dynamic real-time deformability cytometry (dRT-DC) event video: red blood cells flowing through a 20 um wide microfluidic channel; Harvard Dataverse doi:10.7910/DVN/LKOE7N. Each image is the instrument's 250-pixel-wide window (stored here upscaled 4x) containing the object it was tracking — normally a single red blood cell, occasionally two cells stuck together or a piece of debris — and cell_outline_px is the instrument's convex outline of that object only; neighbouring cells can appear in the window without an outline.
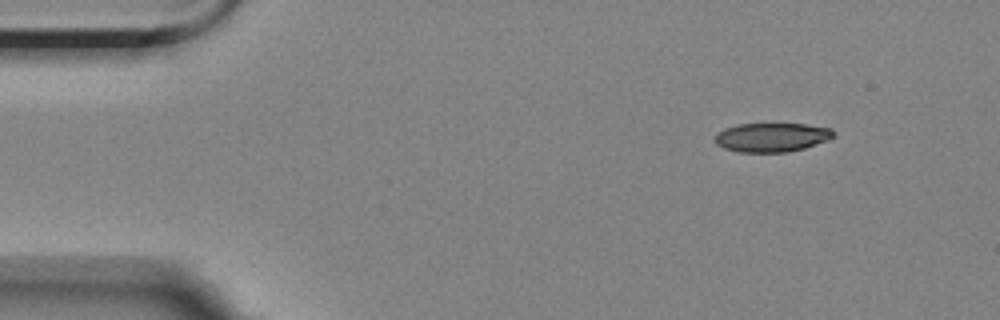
{"species": "Egyptian fruit bat (a non-hibernating species)", "species_latin": "Rousettus aegyptiacus", "temperature_condition": "room temperature", "stored_images_in_passage": 8, "camera_frame_rate_fps": 3000, "um_per_image_px": 0.085, "animal": {"sex": "female"}, "frame": {"image": 1, "passage_image": 1, "time_ms": 0.0, "image_size_px": [1000, 320], "cell_outline_px": [[836, 136], [828, 140], [804, 148], [788, 152], [740, 152], [724, 148], [716, 144], [716, 132], [724, 128], [736, 124], [808, 124], [832, 128], [836, 132]], "centroid_in_image_um": [65.63, 11.66], "position_along_channel_um": 19.4, "area_um2": 20.23}}
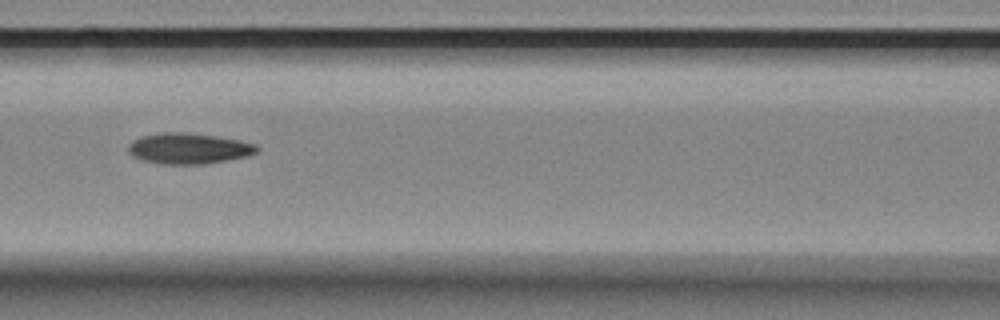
{"frame": {"image": 2, "passage_image": 6, "time_ms": 6.0, "image_size_px": [1000, 320], "cell_outline_px": [[260, 148], [256, 152], [248, 156], [204, 164], [164, 164], [144, 160], [132, 156], [128, 152], [128, 144], [132, 140], [140, 136], [164, 132], [184, 132], [216, 136], [240, 140], [256, 144]], "centroid_in_image_um": [16.03, 12.61], "position_along_channel_um": 150.6, "area_um2": 23.12}}
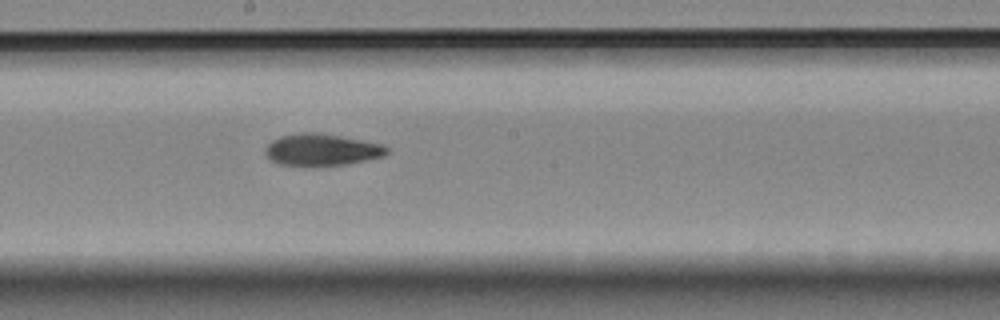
{"frame": {"image": 3, "passage_image": 8, "time_ms": 8.0, "image_size_px": [1000, 320], "cell_outline_px": [[388, 152], [384, 156], [344, 164], [280, 164], [272, 160], [264, 152], [264, 148], [272, 140], [280, 136], [300, 132], [316, 132], [384, 144], [388, 148]], "centroid_in_image_um": [27.34, 12.69], "position_along_channel_um": 220.9, "area_um2": 21.96}}